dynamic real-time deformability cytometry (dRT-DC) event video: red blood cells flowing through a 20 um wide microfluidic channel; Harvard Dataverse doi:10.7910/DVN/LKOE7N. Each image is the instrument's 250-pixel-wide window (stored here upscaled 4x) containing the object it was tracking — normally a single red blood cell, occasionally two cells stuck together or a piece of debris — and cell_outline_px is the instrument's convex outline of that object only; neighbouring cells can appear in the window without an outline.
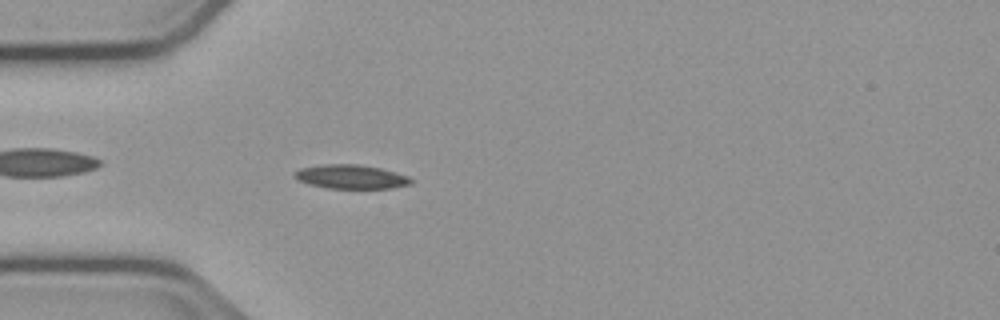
{"species": "common noctule bat (a hibernating species)", "species_latin": "Nyctalus noctula", "temperature_condition": "cold", "stored_images_in_passage": 45, "camera_frame_rate_fps": 3000, "um_per_image_px": 0.085, "animal": {"sex": "male", "body_mass_g": 23.1, "forearm_length_mm": 52.7}, "frame": {"image": 1, "passage_image": 6, "time_ms": 1.667, "image_size_px": [1000, 320], "cell_outline_px": [[412, 184], [392, 188], [328, 188], [308, 184], [292, 176], [300, 168], [324, 164], [356, 164], [380, 168], [408, 176], [412, 180]], "centroid_in_image_um": [29.84, 15.02], "position_along_channel_um": 55.2, "area_um2": 16.13}}
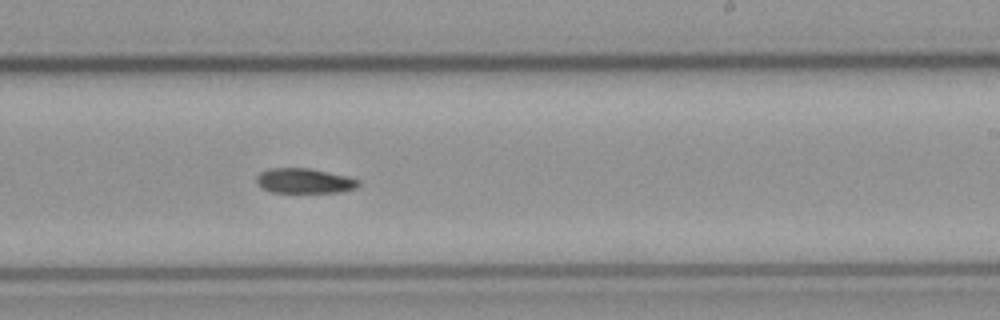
{"frame": {"image": 2, "passage_image": 23, "time_ms": 7.333, "image_size_px": [1000, 320], "cell_outline_px": [[360, 184], [356, 188], [340, 192], [272, 192], [264, 188], [256, 180], [256, 176], [260, 172], [268, 168], [308, 168], [344, 176], [360, 180]], "centroid_in_image_um": [25.87, 15.37], "position_along_channel_um": 263.1, "area_um2": 14.57}}
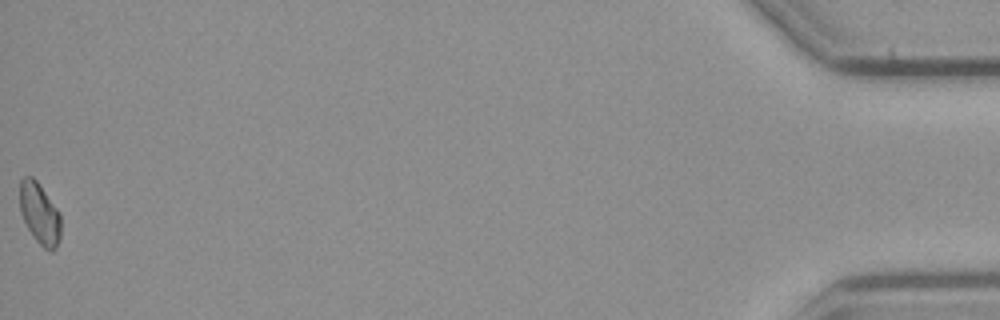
{"frame": {"image": 3, "passage_image": 45, "time_ms": 14.667, "image_size_px": [1000, 320], "cell_outline_px": [[60, 240], [56, 248], [52, 252], [48, 252], [36, 240], [28, 228], [20, 212], [20, 180], [24, 176], [32, 176], [36, 180], [60, 212]], "centroid_in_image_um": [3.38, 18.17], "position_along_channel_um": 431.8, "area_um2": 14.68}}